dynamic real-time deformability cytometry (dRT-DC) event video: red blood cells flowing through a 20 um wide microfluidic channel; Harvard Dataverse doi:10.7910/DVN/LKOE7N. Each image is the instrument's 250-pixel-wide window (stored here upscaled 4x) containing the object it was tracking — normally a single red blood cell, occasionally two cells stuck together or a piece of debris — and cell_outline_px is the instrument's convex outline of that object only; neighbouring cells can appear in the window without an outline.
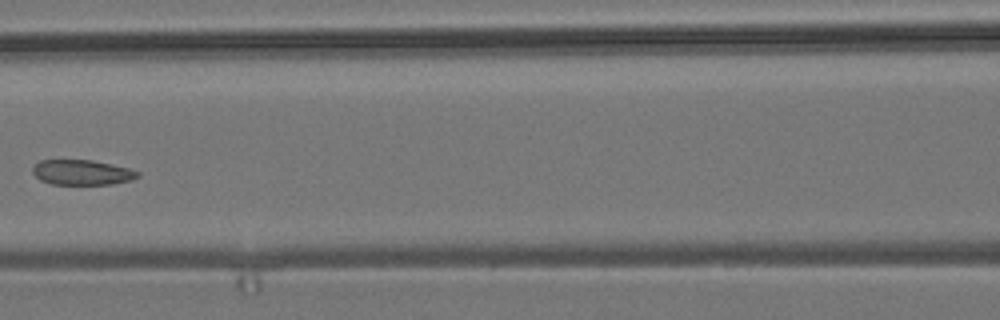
{"species": "common noctule bat (a hibernating species)", "species_latin": "Nyctalus noctula", "temperature_condition": "room temperature", "stored_images_in_passage": 8, "camera_frame_rate_fps": 3000, "um_per_image_px": 0.085, "animal": {"sex": "male", "body_mass_g": 19.2, "forearm_length_mm": 51.8}, "frame": {"image": 1, "passage_image": 7, "time_ms": 2.0, "image_size_px": [1000, 320], "cell_outline_px": [[140, 176], [132, 180], [112, 184], [52, 184], [40, 180], [32, 172], [32, 168], [40, 160], [92, 160], [112, 164], [128, 168], [140, 172]], "centroid_in_image_um": [6.99, 14.65], "position_along_channel_um": 159.6, "area_um2": 15.37}}
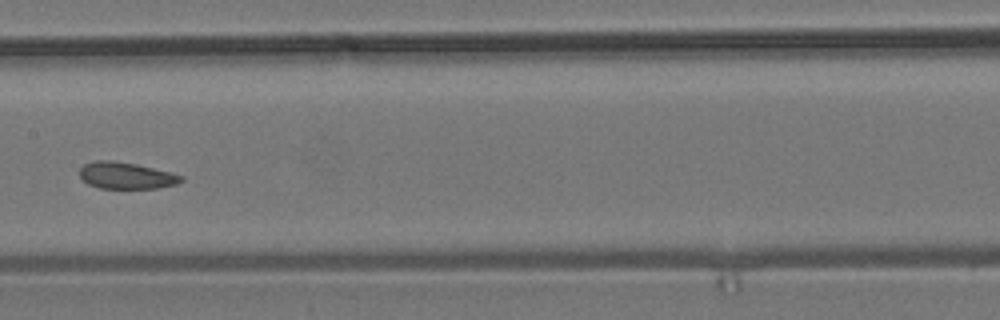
{"frame": {"image": 2, "passage_image": 8, "time_ms": 2.333, "image_size_px": [1000, 320], "cell_outline_px": [[184, 180], [176, 184], [156, 188], [100, 188], [88, 184], [80, 176], [80, 168], [84, 164], [96, 160], [112, 160], [136, 164], [184, 176]], "centroid_in_image_um": [10.71, 14.92], "position_along_channel_um": 196.7, "area_um2": 15.61}}